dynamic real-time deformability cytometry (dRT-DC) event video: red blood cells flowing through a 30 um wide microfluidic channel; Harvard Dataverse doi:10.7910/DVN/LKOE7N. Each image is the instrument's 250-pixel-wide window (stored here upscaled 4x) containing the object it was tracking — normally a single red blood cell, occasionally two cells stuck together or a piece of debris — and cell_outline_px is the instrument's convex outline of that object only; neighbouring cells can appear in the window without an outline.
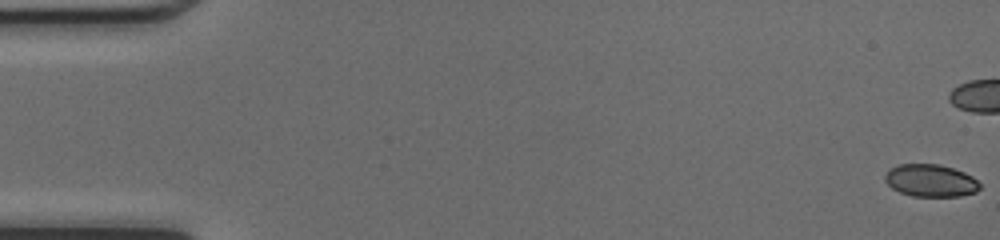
{"species": "common noctule bat (a hibernating species)", "species_latin": "Nyctalus noctula", "temperature_condition": "cold", "stored_images_in_passage": 39, "camera_frame_rate_fps": 3000, "um_per_image_px": 0.085, "animal": {"sex": "female", "body_mass_g": 17.0, "forearm_length_mm": 48.0}, "frame": {"image": 1, "passage_image": 1, "time_ms": 0.0, "image_size_px": [1000, 240], "cell_outline_px": [[980, 188], [976, 192], [960, 196], [912, 196], [900, 192], [892, 188], [884, 180], [884, 176], [892, 168], [900, 164], [936, 164], [952, 168], [964, 172], [972, 176], [980, 184]], "centroid_in_image_um": [79.11, 15.35], "position_along_channel_um": 5.9, "area_um2": 17.74}}
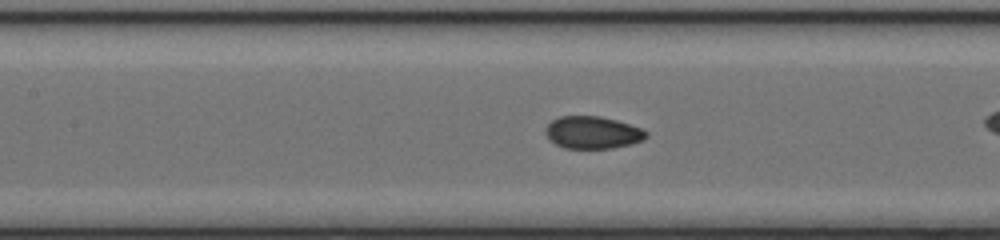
{"frame": {"image": 2, "passage_image": 23, "time_ms": 7.333, "image_size_px": [1000, 240], "cell_outline_px": [[648, 136], [644, 140], [632, 144], [612, 148], [564, 148], [556, 144], [544, 132], [544, 128], [552, 120], [560, 116], [600, 116], [616, 120], [644, 128], [648, 132]], "centroid_in_image_um": [50.42, 11.26], "position_along_channel_um": 157.0, "area_um2": 19.13}}
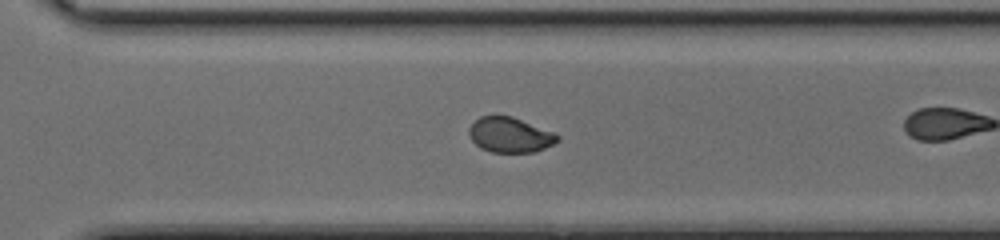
{"frame": {"image": 3, "passage_image": 35, "time_ms": 11.333, "image_size_px": [1000, 240], "cell_outline_px": [[560, 140], [544, 148], [532, 152], [492, 152], [480, 148], [472, 140], [468, 132], [468, 128], [480, 116], [512, 116], [552, 132], [560, 136]], "centroid_in_image_um": [43.33, 11.47], "position_along_channel_um": 327.3, "area_um2": 17.86}}